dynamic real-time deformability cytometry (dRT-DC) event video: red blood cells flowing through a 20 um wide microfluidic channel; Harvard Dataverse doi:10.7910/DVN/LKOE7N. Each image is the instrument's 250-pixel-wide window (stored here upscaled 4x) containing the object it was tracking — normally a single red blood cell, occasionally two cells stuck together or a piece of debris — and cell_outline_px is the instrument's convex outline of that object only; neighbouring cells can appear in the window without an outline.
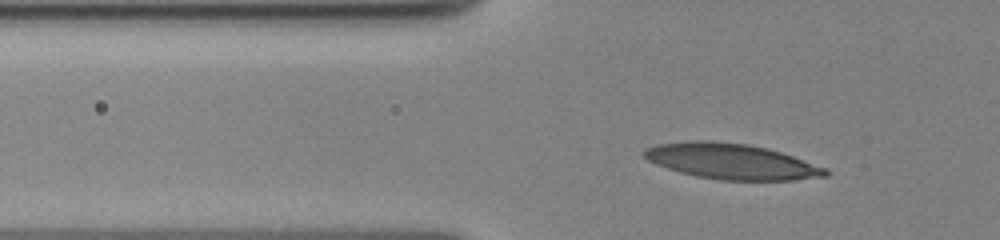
{"species": "human", "species_latin": "Homo sapiens", "temperature_condition": "cold", "stored_images_in_passage": 49, "camera_frame_rate_fps": 3000, "um_per_image_px": 0.085, "donor": {"sex": "female"}, "frame": {"image": 1, "passage_image": 11, "time_ms": 3.333, "image_size_px": [1000, 240], "cell_outline_px": [[828, 176], [792, 180], [720, 180], [696, 176], [680, 172], [656, 164], [648, 160], [640, 152], [644, 148], [656, 144], [700, 140], [748, 144], [780, 152], [828, 168]], "centroid_in_image_um": [62.15, 13.72], "position_along_channel_um": 63.6, "area_um2": 37.34}}
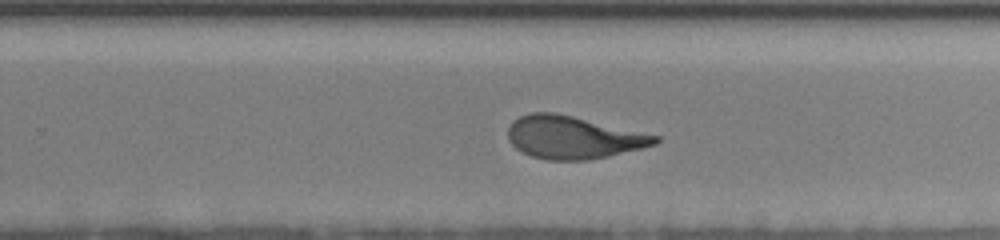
{"frame": {"image": 2, "passage_image": 31, "time_ms": 10.0, "image_size_px": [1000, 240], "cell_outline_px": [[660, 140], [656, 144], [608, 156], [588, 160], [548, 160], [532, 156], [516, 148], [508, 140], [508, 128], [520, 116], [532, 112], [552, 112], [572, 116], [660, 136]], "centroid_in_image_um": [48.72, 11.68], "position_along_channel_um": 281.1, "area_um2": 36.13}}
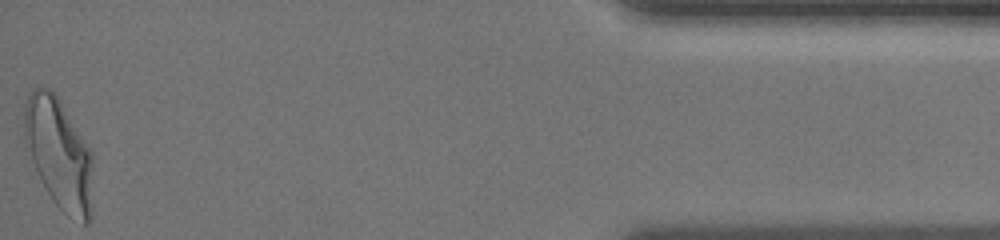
{"frame": {"image": 3, "passage_image": 49, "time_ms": 16.0, "image_size_px": [1000, 240], "cell_outline_px": [[92, 220], [88, 224], [84, 224], [68, 216], [52, 200], [40, 180], [24, 148], [24, 104], [32, 88], [48, 88], [60, 100], [92, 152]], "centroid_in_image_um": [5.0, 13.1], "position_along_channel_um": 430.2, "area_um2": 44.8}, "authors_computed_cell_mechanics": {"area_um2": 36.7608, "velocity_mm_per_s": 3.4896, "shape_relaxation_time_tau1_ms": 4.694, "shape_relaxation_time_tau2_ms": 1.1403, "deformation_change_tau1": 0.2104, "deformation_change_tau2": 0.0918}}